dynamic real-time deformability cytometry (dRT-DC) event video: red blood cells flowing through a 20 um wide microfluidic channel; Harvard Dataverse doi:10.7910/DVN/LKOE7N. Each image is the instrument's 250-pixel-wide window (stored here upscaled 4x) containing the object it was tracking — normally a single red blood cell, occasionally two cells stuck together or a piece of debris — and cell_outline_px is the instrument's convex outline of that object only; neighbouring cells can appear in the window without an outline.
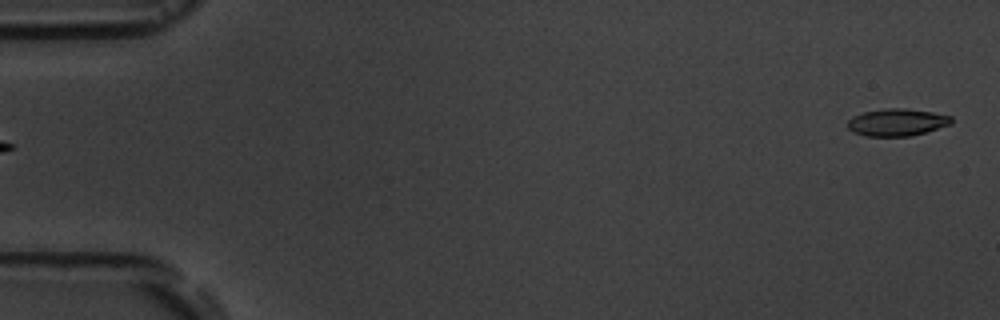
{"species": "common noctule bat (a hibernating species)", "species_latin": "Nyctalus noctula", "temperature_condition": "room temperature", "stored_images_in_passage": 6, "segment_of_instrument_passage": [2, 2], "camera_frame_rate_fps": 3000, "um_per_image_px": 0.085, "animal": {"sex": "male", "body_mass_g": 19.5, "forearm_length_mm": 54.6}, "frame": {"image": 1, "passage_image": 6, "time_ms": 6.667, "image_size_px": [1000, 320], "cell_outline_px": [[952, 124], [912, 136], [864, 136], [852, 132], [848, 128], [848, 120], [852, 116], [864, 112], [884, 108], [904, 108], [932, 112], [952, 116]], "centroid_in_image_um": [76.23, 10.4], "position_along_channel_um": 8.8, "area_um2": 16.59}}